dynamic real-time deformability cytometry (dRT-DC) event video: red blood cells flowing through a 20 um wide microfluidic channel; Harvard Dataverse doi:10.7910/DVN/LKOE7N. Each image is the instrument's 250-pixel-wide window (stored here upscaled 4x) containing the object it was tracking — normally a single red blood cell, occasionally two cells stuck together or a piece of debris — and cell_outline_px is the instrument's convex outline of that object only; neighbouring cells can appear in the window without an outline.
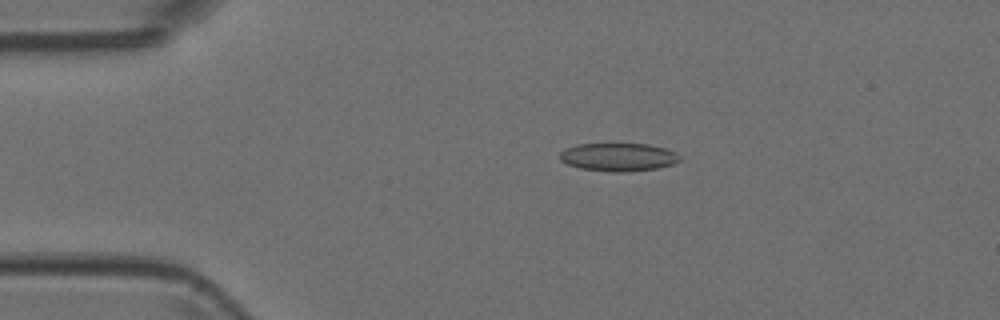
{"species": "Egyptian fruit bat (a non-hibernating species)", "species_latin": "Rousettus aegyptiacus", "temperature_condition": "room temperature", "stored_images_in_passage": 4, "camera_frame_rate_fps": 3000, "um_per_image_px": 0.085, "animal": {"sex": "female"}, "frame": {"image": 1, "passage_image": 3, "time_ms": 0.667, "image_size_px": [1000, 320], "cell_outline_px": [[680, 160], [672, 164], [656, 168], [624, 172], [612, 172], [580, 168], [568, 164], [560, 160], [560, 152], [564, 148], [576, 144], [648, 144], [664, 148], [676, 152], [680, 156]], "centroid_in_image_um": [52.54, 13.34], "position_along_channel_um": 32.5, "area_um2": 19.59}}